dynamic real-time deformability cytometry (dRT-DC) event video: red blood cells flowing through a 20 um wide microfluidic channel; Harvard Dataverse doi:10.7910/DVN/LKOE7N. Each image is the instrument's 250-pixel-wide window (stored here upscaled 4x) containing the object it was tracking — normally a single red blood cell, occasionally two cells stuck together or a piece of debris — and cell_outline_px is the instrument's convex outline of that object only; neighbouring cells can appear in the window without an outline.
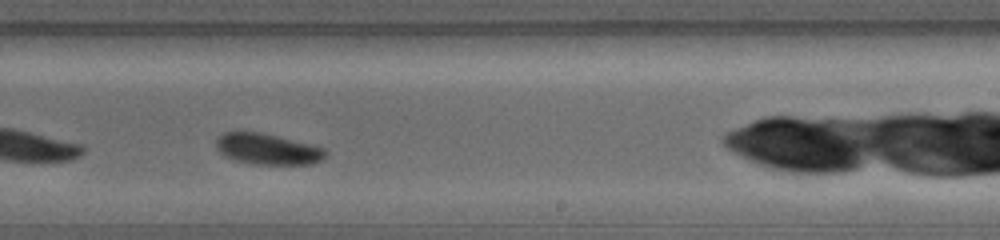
{"species": "common noctule bat (a hibernating species)", "species_latin": "Nyctalus noctula", "temperature_condition": "warm", "stored_images_in_passage": 39, "camera_frame_rate_fps": 5000, "um_per_image_px": 0.085, "animal": {"sex": "female", "body_mass_g": 19.0, "forearm_length_mm": 56.7}, "frame": {"image": 1, "passage_image": 21, "time_ms": 4.4, "image_size_px": [1000, 240], "cell_outline_px": [[328, 152], [324, 160], [312, 164], [252, 164], [232, 160], [224, 156], [216, 148], [216, 140], [224, 132], [236, 128], [260, 132], [316, 144], [324, 148]], "centroid_in_image_um": [22.74, 12.63], "position_along_channel_um": 266.3, "area_um2": 20.69}}